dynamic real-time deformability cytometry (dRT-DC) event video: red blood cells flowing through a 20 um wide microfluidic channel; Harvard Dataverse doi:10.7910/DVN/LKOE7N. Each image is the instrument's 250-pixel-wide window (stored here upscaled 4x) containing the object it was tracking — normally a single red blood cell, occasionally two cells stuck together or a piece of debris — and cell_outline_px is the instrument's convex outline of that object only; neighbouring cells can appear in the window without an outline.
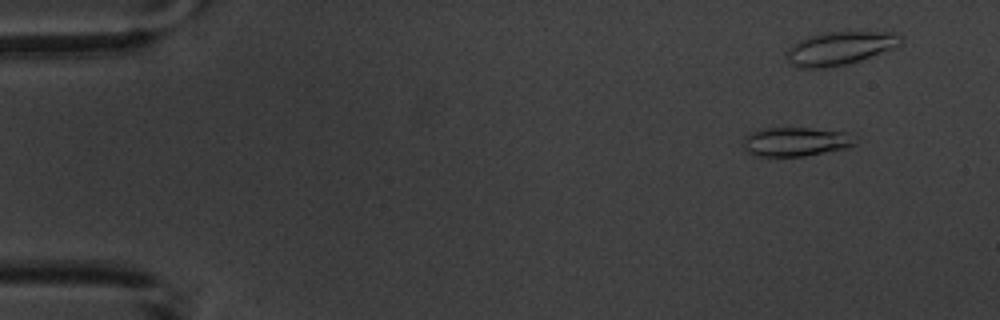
{"species": "common noctule bat (a hibernating species)", "species_latin": "Nyctalus noctula", "temperature_condition": "warm", "stored_images_in_passage": 4, "camera_frame_rate_fps": 3000, "um_per_image_px": 0.085, "animal": {"sex": "male", "body_mass_g": 20.1, "forearm_length_mm": 53.5}, "frame": {"image": 1, "passage_image": 2, "time_ms": 1.0, "image_size_px": [1000, 320], "cell_outline_px": [[856, 144], [848, 148], [804, 156], [756, 156], [748, 152], [744, 148], [744, 136], [760, 128], [812, 128], [848, 132]], "centroid_in_image_um": [67.63, 12.04], "position_along_channel_um": 17.4, "area_um2": 18.96}}